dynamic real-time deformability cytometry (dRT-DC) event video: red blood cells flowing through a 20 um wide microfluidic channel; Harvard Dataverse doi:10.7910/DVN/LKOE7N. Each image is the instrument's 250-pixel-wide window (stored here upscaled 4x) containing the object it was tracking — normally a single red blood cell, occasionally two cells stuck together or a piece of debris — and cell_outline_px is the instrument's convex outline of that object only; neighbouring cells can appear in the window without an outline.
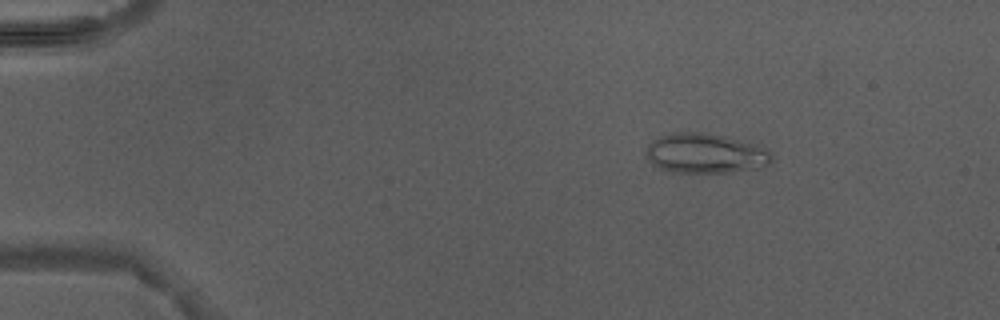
{"species": "Egyptian fruit bat (a non-hibernating species)", "species_latin": "Rousettus aegyptiacus", "temperature_condition": "warm", "stored_images_in_passage": 3, "camera_frame_rate_fps": 3000, "um_per_image_px": 0.085, "animal": {"sex": "male"}, "frame": {"image": 1, "passage_image": 1, "time_ms": 0.0, "image_size_px": [1000, 320], "cell_outline_px": [[772, 160], [768, 164], [756, 168], [728, 172], [668, 172], [652, 164], [644, 152], [648, 144], [652, 140], [660, 136], [672, 132], [708, 132], [756, 144], [768, 148], [772, 152]], "centroid_in_image_um": [59.94, 13.02], "position_along_channel_um": 25.1, "area_um2": 29.42}}